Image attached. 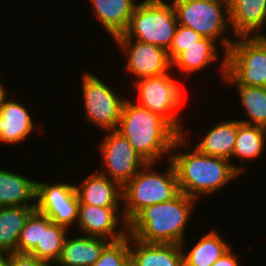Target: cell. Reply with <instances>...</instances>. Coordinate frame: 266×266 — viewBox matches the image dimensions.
<instances>
[{"label": "cell", "mask_w": 266, "mask_h": 266, "mask_svg": "<svg viewBox=\"0 0 266 266\" xmlns=\"http://www.w3.org/2000/svg\"><path fill=\"white\" fill-rule=\"evenodd\" d=\"M130 266H184L183 249L179 244L144 243L130 235Z\"/></svg>", "instance_id": "obj_17"}, {"label": "cell", "mask_w": 266, "mask_h": 266, "mask_svg": "<svg viewBox=\"0 0 266 266\" xmlns=\"http://www.w3.org/2000/svg\"><path fill=\"white\" fill-rule=\"evenodd\" d=\"M237 128L238 120L235 119L217 123L203 139L201 137L195 148L202 154L231 160Z\"/></svg>", "instance_id": "obj_22"}, {"label": "cell", "mask_w": 266, "mask_h": 266, "mask_svg": "<svg viewBox=\"0 0 266 266\" xmlns=\"http://www.w3.org/2000/svg\"><path fill=\"white\" fill-rule=\"evenodd\" d=\"M36 182L16 172L0 169V207L36 206Z\"/></svg>", "instance_id": "obj_20"}, {"label": "cell", "mask_w": 266, "mask_h": 266, "mask_svg": "<svg viewBox=\"0 0 266 266\" xmlns=\"http://www.w3.org/2000/svg\"><path fill=\"white\" fill-rule=\"evenodd\" d=\"M266 141V128L241 123L238 120V128L235 139V147L232 153V158H242L239 164H234L233 167L241 174L244 171L246 159H254L263 154ZM245 159V160H244Z\"/></svg>", "instance_id": "obj_25"}, {"label": "cell", "mask_w": 266, "mask_h": 266, "mask_svg": "<svg viewBox=\"0 0 266 266\" xmlns=\"http://www.w3.org/2000/svg\"><path fill=\"white\" fill-rule=\"evenodd\" d=\"M116 131L147 163H157L166 153L172 154L173 144L180 136L158 114L128 99L123 102Z\"/></svg>", "instance_id": "obj_3"}, {"label": "cell", "mask_w": 266, "mask_h": 266, "mask_svg": "<svg viewBox=\"0 0 266 266\" xmlns=\"http://www.w3.org/2000/svg\"><path fill=\"white\" fill-rule=\"evenodd\" d=\"M108 239L96 236H66L57 266H92L100 257Z\"/></svg>", "instance_id": "obj_18"}, {"label": "cell", "mask_w": 266, "mask_h": 266, "mask_svg": "<svg viewBox=\"0 0 266 266\" xmlns=\"http://www.w3.org/2000/svg\"><path fill=\"white\" fill-rule=\"evenodd\" d=\"M178 20L173 4L164 0H142L135 6L127 29L113 40H140L168 50Z\"/></svg>", "instance_id": "obj_5"}, {"label": "cell", "mask_w": 266, "mask_h": 266, "mask_svg": "<svg viewBox=\"0 0 266 266\" xmlns=\"http://www.w3.org/2000/svg\"><path fill=\"white\" fill-rule=\"evenodd\" d=\"M234 38L226 52V73L238 85L266 87V36Z\"/></svg>", "instance_id": "obj_7"}, {"label": "cell", "mask_w": 266, "mask_h": 266, "mask_svg": "<svg viewBox=\"0 0 266 266\" xmlns=\"http://www.w3.org/2000/svg\"><path fill=\"white\" fill-rule=\"evenodd\" d=\"M237 255L231 252V248L216 260L211 266H239Z\"/></svg>", "instance_id": "obj_32"}, {"label": "cell", "mask_w": 266, "mask_h": 266, "mask_svg": "<svg viewBox=\"0 0 266 266\" xmlns=\"http://www.w3.org/2000/svg\"><path fill=\"white\" fill-rule=\"evenodd\" d=\"M0 266H8V253H0Z\"/></svg>", "instance_id": "obj_33"}, {"label": "cell", "mask_w": 266, "mask_h": 266, "mask_svg": "<svg viewBox=\"0 0 266 266\" xmlns=\"http://www.w3.org/2000/svg\"><path fill=\"white\" fill-rule=\"evenodd\" d=\"M8 266H50L29 253H8Z\"/></svg>", "instance_id": "obj_31"}, {"label": "cell", "mask_w": 266, "mask_h": 266, "mask_svg": "<svg viewBox=\"0 0 266 266\" xmlns=\"http://www.w3.org/2000/svg\"><path fill=\"white\" fill-rule=\"evenodd\" d=\"M8 95L0 101V142L16 144L34 133L36 126L28 109L14 99L8 100Z\"/></svg>", "instance_id": "obj_14"}, {"label": "cell", "mask_w": 266, "mask_h": 266, "mask_svg": "<svg viewBox=\"0 0 266 266\" xmlns=\"http://www.w3.org/2000/svg\"><path fill=\"white\" fill-rule=\"evenodd\" d=\"M69 230L53 223L45 214L41 213L40 243L29 253L48 264H56L59 260L63 243ZM67 234V235H66Z\"/></svg>", "instance_id": "obj_26"}, {"label": "cell", "mask_w": 266, "mask_h": 266, "mask_svg": "<svg viewBox=\"0 0 266 266\" xmlns=\"http://www.w3.org/2000/svg\"><path fill=\"white\" fill-rule=\"evenodd\" d=\"M127 56L125 71L138 79L159 76L172 69L168 51L140 40H114Z\"/></svg>", "instance_id": "obj_12"}, {"label": "cell", "mask_w": 266, "mask_h": 266, "mask_svg": "<svg viewBox=\"0 0 266 266\" xmlns=\"http://www.w3.org/2000/svg\"><path fill=\"white\" fill-rule=\"evenodd\" d=\"M7 92H6V89H5V87L1 84V82H0V101H1V99H2V97L6 94Z\"/></svg>", "instance_id": "obj_34"}, {"label": "cell", "mask_w": 266, "mask_h": 266, "mask_svg": "<svg viewBox=\"0 0 266 266\" xmlns=\"http://www.w3.org/2000/svg\"><path fill=\"white\" fill-rule=\"evenodd\" d=\"M35 206L0 207V253L17 252V244Z\"/></svg>", "instance_id": "obj_24"}, {"label": "cell", "mask_w": 266, "mask_h": 266, "mask_svg": "<svg viewBox=\"0 0 266 266\" xmlns=\"http://www.w3.org/2000/svg\"><path fill=\"white\" fill-rule=\"evenodd\" d=\"M94 14L114 39L122 35L128 27L137 3L135 0H90Z\"/></svg>", "instance_id": "obj_19"}, {"label": "cell", "mask_w": 266, "mask_h": 266, "mask_svg": "<svg viewBox=\"0 0 266 266\" xmlns=\"http://www.w3.org/2000/svg\"><path fill=\"white\" fill-rule=\"evenodd\" d=\"M202 38L203 36L190 27L178 24L170 48L167 50L170 61L172 62L187 47L197 44Z\"/></svg>", "instance_id": "obj_30"}, {"label": "cell", "mask_w": 266, "mask_h": 266, "mask_svg": "<svg viewBox=\"0 0 266 266\" xmlns=\"http://www.w3.org/2000/svg\"><path fill=\"white\" fill-rule=\"evenodd\" d=\"M229 12L235 37L266 36L260 31L266 22V0H229Z\"/></svg>", "instance_id": "obj_16"}, {"label": "cell", "mask_w": 266, "mask_h": 266, "mask_svg": "<svg viewBox=\"0 0 266 266\" xmlns=\"http://www.w3.org/2000/svg\"><path fill=\"white\" fill-rule=\"evenodd\" d=\"M104 169H97L122 187L129 182L147 162L138 154L130 142L116 130L106 132L99 143Z\"/></svg>", "instance_id": "obj_10"}, {"label": "cell", "mask_w": 266, "mask_h": 266, "mask_svg": "<svg viewBox=\"0 0 266 266\" xmlns=\"http://www.w3.org/2000/svg\"><path fill=\"white\" fill-rule=\"evenodd\" d=\"M186 138L184 133L175 140L171 151L176 154L173 152L169 156L176 171L180 192L198 200L200 195H210L228 182L239 180L240 173L230 160L202 154L195 147L183 154L177 152L179 147L183 148L182 145L187 147Z\"/></svg>", "instance_id": "obj_1"}, {"label": "cell", "mask_w": 266, "mask_h": 266, "mask_svg": "<svg viewBox=\"0 0 266 266\" xmlns=\"http://www.w3.org/2000/svg\"><path fill=\"white\" fill-rule=\"evenodd\" d=\"M136 81V82H135ZM134 88L139 95L140 106L158 114L168 122L180 135L184 129L177 111L183 105L185 92L169 73L135 80Z\"/></svg>", "instance_id": "obj_8"}, {"label": "cell", "mask_w": 266, "mask_h": 266, "mask_svg": "<svg viewBox=\"0 0 266 266\" xmlns=\"http://www.w3.org/2000/svg\"><path fill=\"white\" fill-rule=\"evenodd\" d=\"M196 201L180 192L170 201L146 206L127 223L128 235L144 243L184 246L185 229Z\"/></svg>", "instance_id": "obj_2"}, {"label": "cell", "mask_w": 266, "mask_h": 266, "mask_svg": "<svg viewBox=\"0 0 266 266\" xmlns=\"http://www.w3.org/2000/svg\"><path fill=\"white\" fill-rule=\"evenodd\" d=\"M181 247L184 266H211L231 248L216 230L201 236L188 253L184 251L185 246Z\"/></svg>", "instance_id": "obj_27"}, {"label": "cell", "mask_w": 266, "mask_h": 266, "mask_svg": "<svg viewBox=\"0 0 266 266\" xmlns=\"http://www.w3.org/2000/svg\"><path fill=\"white\" fill-rule=\"evenodd\" d=\"M219 48L213 39L203 37L197 44L187 47L173 61L172 67L181 73L190 75L207 68L219 59ZM219 55V56H218ZM202 69V70H201Z\"/></svg>", "instance_id": "obj_23"}, {"label": "cell", "mask_w": 266, "mask_h": 266, "mask_svg": "<svg viewBox=\"0 0 266 266\" xmlns=\"http://www.w3.org/2000/svg\"><path fill=\"white\" fill-rule=\"evenodd\" d=\"M166 172H156L151 169L154 163H147L137 174L123 186V215L129 222L144 207L167 202L175 198L180 189L176 171L168 159Z\"/></svg>", "instance_id": "obj_4"}, {"label": "cell", "mask_w": 266, "mask_h": 266, "mask_svg": "<svg viewBox=\"0 0 266 266\" xmlns=\"http://www.w3.org/2000/svg\"><path fill=\"white\" fill-rule=\"evenodd\" d=\"M172 4L179 25L190 27L216 42L221 41L226 57V52L234 42L228 36H223L231 27L229 0H173Z\"/></svg>", "instance_id": "obj_6"}, {"label": "cell", "mask_w": 266, "mask_h": 266, "mask_svg": "<svg viewBox=\"0 0 266 266\" xmlns=\"http://www.w3.org/2000/svg\"><path fill=\"white\" fill-rule=\"evenodd\" d=\"M36 182L35 209L45 214L53 223L68 230L78 219L79 198L71 183L50 184Z\"/></svg>", "instance_id": "obj_11"}, {"label": "cell", "mask_w": 266, "mask_h": 266, "mask_svg": "<svg viewBox=\"0 0 266 266\" xmlns=\"http://www.w3.org/2000/svg\"><path fill=\"white\" fill-rule=\"evenodd\" d=\"M79 204H89L98 207H120L123 201V187L111 180L97 169L90 173L86 179L75 185Z\"/></svg>", "instance_id": "obj_15"}, {"label": "cell", "mask_w": 266, "mask_h": 266, "mask_svg": "<svg viewBox=\"0 0 266 266\" xmlns=\"http://www.w3.org/2000/svg\"><path fill=\"white\" fill-rule=\"evenodd\" d=\"M92 266H130V235L109 241Z\"/></svg>", "instance_id": "obj_28"}, {"label": "cell", "mask_w": 266, "mask_h": 266, "mask_svg": "<svg viewBox=\"0 0 266 266\" xmlns=\"http://www.w3.org/2000/svg\"><path fill=\"white\" fill-rule=\"evenodd\" d=\"M119 224L123 225V230L117 231ZM75 225L83 235L103 237L109 241L119 240L128 234L127 222L119 207L79 204L78 219Z\"/></svg>", "instance_id": "obj_13"}, {"label": "cell", "mask_w": 266, "mask_h": 266, "mask_svg": "<svg viewBox=\"0 0 266 266\" xmlns=\"http://www.w3.org/2000/svg\"><path fill=\"white\" fill-rule=\"evenodd\" d=\"M41 212L36 209L29 215L25 226L20 232L17 253H30L40 243Z\"/></svg>", "instance_id": "obj_29"}, {"label": "cell", "mask_w": 266, "mask_h": 266, "mask_svg": "<svg viewBox=\"0 0 266 266\" xmlns=\"http://www.w3.org/2000/svg\"><path fill=\"white\" fill-rule=\"evenodd\" d=\"M220 71L225 83H233L238 90L241 104L249 118L239 120L241 123L255 125L266 128V87L238 85L226 73V57L223 58Z\"/></svg>", "instance_id": "obj_21"}, {"label": "cell", "mask_w": 266, "mask_h": 266, "mask_svg": "<svg viewBox=\"0 0 266 266\" xmlns=\"http://www.w3.org/2000/svg\"><path fill=\"white\" fill-rule=\"evenodd\" d=\"M82 96L85 118L100 130H117L125 98L120 97L103 80L85 72L82 76Z\"/></svg>", "instance_id": "obj_9"}]
</instances>
